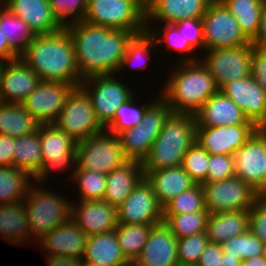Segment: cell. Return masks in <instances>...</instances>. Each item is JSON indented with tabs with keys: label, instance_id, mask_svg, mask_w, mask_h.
<instances>
[{
	"label": "cell",
	"instance_id": "obj_1",
	"mask_svg": "<svg viewBox=\"0 0 266 266\" xmlns=\"http://www.w3.org/2000/svg\"><path fill=\"white\" fill-rule=\"evenodd\" d=\"M65 28L72 39L82 79L96 75H115L128 43L135 35L143 33L95 26L83 20Z\"/></svg>",
	"mask_w": 266,
	"mask_h": 266
},
{
	"label": "cell",
	"instance_id": "obj_2",
	"mask_svg": "<svg viewBox=\"0 0 266 266\" xmlns=\"http://www.w3.org/2000/svg\"><path fill=\"white\" fill-rule=\"evenodd\" d=\"M20 58L40 80L61 81L80 87L82 78L72 39L64 27L52 34L36 35Z\"/></svg>",
	"mask_w": 266,
	"mask_h": 266
},
{
	"label": "cell",
	"instance_id": "obj_3",
	"mask_svg": "<svg viewBox=\"0 0 266 266\" xmlns=\"http://www.w3.org/2000/svg\"><path fill=\"white\" fill-rule=\"evenodd\" d=\"M183 57L168 75L161 96L173 113L194 115L219 89L201 60Z\"/></svg>",
	"mask_w": 266,
	"mask_h": 266
},
{
	"label": "cell",
	"instance_id": "obj_4",
	"mask_svg": "<svg viewBox=\"0 0 266 266\" xmlns=\"http://www.w3.org/2000/svg\"><path fill=\"white\" fill-rule=\"evenodd\" d=\"M193 114L172 113L142 161L143 170L180 166L187 150L196 141Z\"/></svg>",
	"mask_w": 266,
	"mask_h": 266
},
{
	"label": "cell",
	"instance_id": "obj_5",
	"mask_svg": "<svg viewBox=\"0 0 266 266\" xmlns=\"http://www.w3.org/2000/svg\"><path fill=\"white\" fill-rule=\"evenodd\" d=\"M32 185L24 199V207L29 220L31 237L41 239L56 226L71 218V201L59 194ZM50 191V192H49ZM53 193V194H52Z\"/></svg>",
	"mask_w": 266,
	"mask_h": 266
},
{
	"label": "cell",
	"instance_id": "obj_6",
	"mask_svg": "<svg viewBox=\"0 0 266 266\" xmlns=\"http://www.w3.org/2000/svg\"><path fill=\"white\" fill-rule=\"evenodd\" d=\"M172 113V108L162 97L154 99L141 122L118 134L125 156L129 160L142 162Z\"/></svg>",
	"mask_w": 266,
	"mask_h": 266
},
{
	"label": "cell",
	"instance_id": "obj_7",
	"mask_svg": "<svg viewBox=\"0 0 266 266\" xmlns=\"http://www.w3.org/2000/svg\"><path fill=\"white\" fill-rule=\"evenodd\" d=\"M128 161L119 136L108 131L77 142L75 170H93L107 175Z\"/></svg>",
	"mask_w": 266,
	"mask_h": 266
},
{
	"label": "cell",
	"instance_id": "obj_8",
	"mask_svg": "<svg viewBox=\"0 0 266 266\" xmlns=\"http://www.w3.org/2000/svg\"><path fill=\"white\" fill-rule=\"evenodd\" d=\"M83 21L114 30L147 31L146 16L130 0H87Z\"/></svg>",
	"mask_w": 266,
	"mask_h": 266
},
{
	"label": "cell",
	"instance_id": "obj_9",
	"mask_svg": "<svg viewBox=\"0 0 266 266\" xmlns=\"http://www.w3.org/2000/svg\"><path fill=\"white\" fill-rule=\"evenodd\" d=\"M53 124L76 142L102 133L105 129L95 115L90 97L81 87H75L68 95Z\"/></svg>",
	"mask_w": 266,
	"mask_h": 266
},
{
	"label": "cell",
	"instance_id": "obj_10",
	"mask_svg": "<svg viewBox=\"0 0 266 266\" xmlns=\"http://www.w3.org/2000/svg\"><path fill=\"white\" fill-rule=\"evenodd\" d=\"M204 50L246 46L251 41L220 0H213L202 17Z\"/></svg>",
	"mask_w": 266,
	"mask_h": 266
},
{
	"label": "cell",
	"instance_id": "obj_11",
	"mask_svg": "<svg viewBox=\"0 0 266 266\" xmlns=\"http://www.w3.org/2000/svg\"><path fill=\"white\" fill-rule=\"evenodd\" d=\"M204 206L209 214L249 211L260 196L237 176L202 184Z\"/></svg>",
	"mask_w": 266,
	"mask_h": 266
},
{
	"label": "cell",
	"instance_id": "obj_12",
	"mask_svg": "<svg viewBox=\"0 0 266 266\" xmlns=\"http://www.w3.org/2000/svg\"><path fill=\"white\" fill-rule=\"evenodd\" d=\"M116 78L114 74L96 75L83 79L80 84L104 128L113 120L116 110L134 95L128 85Z\"/></svg>",
	"mask_w": 266,
	"mask_h": 266
},
{
	"label": "cell",
	"instance_id": "obj_13",
	"mask_svg": "<svg viewBox=\"0 0 266 266\" xmlns=\"http://www.w3.org/2000/svg\"><path fill=\"white\" fill-rule=\"evenodd\" d=\"M40 144L42 165L33 177L38 184L43 185L51 170L63 171L71 165L76 166L77 142L54 124H40Z\"/></svg>",
	"mask_w": 266,
	"mask_h": 266
},
{
	"label": "cell",
	"instance_id": "obj_14",
	"mask_svg": "<svg viewBox=\"0 0 266 266\" xmlns=\"http://www.w3.org/2000/svg\"><path fill=\"white\" fill-rule=\"evenodd\" d=\"M252 43L246 46L206 50L202 63L209 70L218 89L229 82L251 75Z\"/></svg>",
	"mask_w": 266,
	"mask_h": 266
},
{
	"label": "cell",
	"instance_id": "obj_15",
	"mask_svg": "<svg viewBox=\"0 0 266 266\" xmlns=\"http://www.w3.org/2000/svg\"><path fill=\"white\" fill-rule=\"evenodd\" d=\"M233 156L235 176L266 195V128H259Z\"/></svg>",
	"mask_w": 266,
	"mask_h": 266
},
{
	"label": "cell",
	"instance_id": "obj_16",
	"mask_svg": "<svg viewBox=\"0 0 266 266\" xmlns=\"http://www.w3.org/2000/svg\"><path fill=\"white\" fill-rule=\"evenodd\" d=\"M116 211L118 223L154 226L163 222V207L145 177Z\"/></svg>",
	"mask_w": 266,
	"mask_h": 266
},
{
	"label": "cell",
	"instance_id": "obj_17",
	"mask_svg": "<svg viewBox=\"0 0 266 266\" xmlns=\"http://www.w3.org/2000/svg\"><path fill=\"white\" fill-rule=\"evenodd\" d=\"M74 88L73 84L61 81L41 80L21 105L40 124H53Z\"/></svg>",
	"mask_w": 266,
	"mask_h": 266
},
{
	"label": "cell",
	"instance_id": "obj_18",
	"mask_svg": "<svg viewBox=\"0 0 266 266\" xmlns=\"http://www.w3.org/2000/svg\"><path fill=\"white\" fill-rule=\"evenodd\" d=\"M259 128L255 124L196 127V141L212 155H234Z\"/></svg>",
	"mask_w": 266,
	"mask_h": 266
},
{
	"label": "cell",
	"instance_id": "obj_19",
	"mask_svg": "<svg viewBox=\"0 0 266 266\" xmlns=\"http://www.w3.org/2000/svg\"><path fill=\"white\" fill-rule=\"evenodd\" d=\"M38 74L21 58L0 63V102L22 103L40 83Z\"/></svg>",
	"mask_w": 266,
	"mask_h": 266
},
{
	"label": "cell",
	"instance_id": "obj_20",
	"mask_svg": "<svg viewBox=\"0 0 266 266\" xmlns=\"http://www.w3.org/2000/svg\"><path fill=\"white\" fill-rule=\"evenodd\" d=\"M219 90L239 106L249 121L258 128H266V93L251 75L229 82Z\"/></svg>",
	"mask_w": 266,
	"mask_h": 266
},
{
	"label": "cell",
	"instance_id": "obj_21",
	"mask_svg": "<svg viewBox=\"0 0 266 266\" xmlns=\"http://www.w3.org/2000/svg\"><path fill=\"white\" fill-rule=\"evenodd\" d=\"M72 200L71 219L88 235L114 231L118 226L116 207L104 199ZM75 206V207H74ZM77 207V208H76Z\"/></svg>",
	"mask_w": 266,
	"mask_h": 266
},
{
	"label": "cell",
	"instance_id": "obj_22",
	"mask_svg": "<svg viewBox=\"0 0 266 266\" xmlns=\"http://www.w3.org/2000/svg\"><path fill=\"white\" fill-rule=\"evenodd\" d=\"M177 246L178 239L164 222L154 225L132 266H178Z\"/></svg>",
	"mask_w": 266,
	"mask_h": 266
},
{
	"label": "cell",
	"instance_id": "obj_23",
	"mask_svg": "<svg viewBox=\"0 0 266 266\" xmlns=\"http://www.w3.org/2000/svg\"><path fill=\"white\" fill-rule=\"evenodd\" d=\"M88 235L70 218L45 234L40 246L46 249V256L58 255L82 259Z\"/></svg>",
	"mask_w": 266,
	"mask_h": 266
},
{
	"label": "cell",
	"instance_id": "obj_24",
	"mask_svg": "<svg viewBox=\"0 0 266 266\" xmlns=\"http://www.w3.org/2000/svg\"><path fill=\"white\" fill-rule=\"evenodd\" d=\"M2 6L24 20L36 34H52L64 26L52 13L49 0H2Z\"/></svg>",
	"mask_w": 266,
	"mask_h": 266
},
{
	"label": "cell",
	"instance_id": "obj_25",
	"mask_svg": "<svg viewBox=\"0 0 266 266\" xmlns=\"http://www.w3.org/2000/svg\"><path fill=\"white\" fill-rule=\"evenodd\" d=\"M197 127L254 124L239 106L220 90L213 94L194 114Z\"/></svg>",
	"mask_w": 266,
	"mask_h": 266
},
{
	"label": "cell",
	"instance_id": "obj_26",
	"mask_svg": "<svg viewBox=\"0 0 266 266\" xmlns=\"http://www.w3.org/2000/svg\"><path fill=\"white\" fill-rule=\"evenodd\" d=\"M143 172L162 207L196 185L181 165L159 170H143Z\"/></svg>",
	"mask_w": 266,
	"mask_h": 266
},
{
	"label": "cell",
	"instance_id": "obj_27",
	"mask_svg": "<svg viewBox=\"0 0 266 266\" xmlns=\"http://www.w3.org/2000/svg\"><path fill=\"white\" fill-rule=\"evenodd\" d=\"M82 260L85 266H132L121 251L115 230L88 236Z\"/></svg>",
	"mask_w": 266,
	"mask_h": 266
},
{
	"label": "cell",
	"instance_id": "obj_28",
	"mask_svg": "<svg viewBox=\"0 0 266 266\" xmlns=\"http://www.w3.org/2000/svg\"><path fill=\"white\" fill-rule=\"evenodd\" d=\"M145 177L142 162L129 160L107 174L104 200L116 208Z\"/></svg>",
	"mask_w": 266,
	"mask_h": 266
},
{
	"label": "cell",
	"instance_id": "obj_29",
	"mask_svg": "<svg viewBox=\"0 0 266 266\" xmlns=\"http://www.w3.org/2000/svg\"><path fill=\"white\" fill-rule=\"evenodd\" d=\"M213 0H156L152 11L146 17V26L150 20L174 24L182 19L202 18ZM149 23V24H148Z\"/></svg>",
	"mask_w": 266,
	"mask_h": 266
},
{
	"label": "cell",
	"instance_id": "obj_30",
	"mask_svg": "<svg viewBox=\"0 0 266 266\" xmlns=\"http://www.w3.org/2000/svg\"><path fill=\"white\" fill-rule=\"evenodd\" d=\"M249 230V211L209 214L206 234L209 242L222 244Z\"/></svg>",
	"mask_w": 266,
	"mask_h": 266
},
{
	"label": "cell",
	"instance_id": "obj_31",
	"mask_svg": "<svg viewBox=\"0 0 266 266\" xmlns=\"http://www.w3.org/2000/svg\"><path fill=\"white\" fill-rule=\"evenodd\" d=\"M0 234L14 245H21L25 240H30L29 220L23 201L0 205Z\"/></svg>",
	"mask_w": 266,
	"mask_h": 266
},
{
	"label": "cell",
	"instance_id": "obj_32",
	"mask_svg": "<svg viewBox=\"0 0 266 266\" xmlns=\"http://www.w3.org/2000/svg\"><path fill=\"white\" fill-rule=\"evenodd\" d=\"M39 126L20 103L0 102V134L17 138L36 132Z\"/></svg>",
	"mask_w": 266,
	"mask_h": 266
},
{
	"label": "cell",
	"instance_id": "obj_33",
	"mask_svg": "<svg viewBox=\"0 0 266 266\" xmlns=\"http://www.w3.org/2000/svg\"><path fill=\"white\" fill-rule=\"evenodd\" d=\"M14 140L13 166L29 173L33 178L42 165L40 126L36 132L14 138Z\"/></svg>",
	"mask_w": 266,
	"mask_h": 266
},
{
	"label": "cell",
	"instance_id": "obj_34",
	"mask_svg": "<svg viewBox=\"0 0 266 266\" xmlns=\"http://www.w3.org/2000/svg\"><path fill=\"white\" fill-rule=\"evenodd\" d=\"M30 177L14 166H0V205L24 201L31 186Z\"/></svg>",
	"mask_w": 266,
	"mask_h": 266
},
{
	"label": "cell",
	"instance_id": "obj_35",
	"mask_svg": "<svg viewBox=\"0 0 266 266\" xmlns=\"http://www.w3.org/2000/svg\"><path fill=\"white\" fill-rule=\"evenodd\" d=\"M0 28L6 35L8 45L21 56L36 34L26 22L12 14L6 7H0Z\"/></svg>",
	"mask_w": 266,
	"mask_h": 266
},
{
	"label": "cell",
	"instance_id": "obj_36",
	"mask_svg": "<svg viewBox=\"0 0 266 266\" xmlns=\"http://www.w3.org/2000/svg\"><path fill=\"white\" fill-rule=\"evenodd\" d=\"M237 19L240 29L252 41L259 30L261 9L260 0H220Z\"/></svg>",
	"mask_w": 266,
	"mask_h": 266
},
{
	"label": "cell",
	"instance_id": "obj_37",
	"mask_svg": "<svg viewBox=\"0 0 266 266\" xmlns=\"http://www.w3.org/2000/svg\"><path fill=\"white\" fill-rule=\"evenodd\" d=\"M152 226L153 225L146 224L118 223L115 231L119 240L121 251L131 264H133V262L141 254Z\"/></svg>",
	"mask_w": 266,
	"mask_h": 266
},
{
	"label": "cell",
	"instance_id": "obj_38",
	"mask_svg": "<svg viewBox=\"0 0 266 266\" xmlns=\"http://www.w3.org/2000/svg\"><path fill=\"white\" fill-rule=\"evenodd\" d=\"M208 211L185 213L181 215H163V222L175 234L177 239L206 232Z\"/></svg>",
	"mask_w": 266,
	"mask_h": 266
},
{
	"label": "cell",
	"instance_id": "obj_39",
	"mask_svg": "<svg viewBox=\"0 0 266 266\" xmlns=\"http://www.w3.org/2000/svg\"><path fill=\"white\" fill-rule=\"evenodd\" d=\"M224 255H233L242 261L266 254V244L260 241L250 230L228 239L221 244Z\"/></svg>",
	"mask_w": 266,
	"mask_h": 266
},
{
	"label": "cell",
	"instance_id": "obj_40",
	"mask_svg": "<svg viewBox=\"0 0 266 266\" xmlns=\"http://www.w3.org/2000/svg\"><path fill=\"white\" fill-rule=\"evenodd\" d=\"M136 96L133 95L128 101L123 103L115 112L113 120L105 127L109 133L118 135L120 132L134 128L141 122L147 108L154 102L151 101L147 104L135 105ZM109 127V128H108Z\"/></svg>",
	"mask_w": 266,
	"mask_h": 266
},
{
	"label": "cell",
	"instance_id": "obj_41",
	"mask_svg": "<svg viewBox=\"0 0 266 266\" xmlns=\"http://www.w3.org/2000/svg\"><path fill=\"white\" fill-rule=\"evenodd\" d=\"M155 46H157L156 41L148 31L135 35L127 45L125 55L117 73H120V70L122 72L125 67L127 68L134 65H136V67L139 66L137 68H145L148 63L146 60H150L152 56L149 53ZM144 62L146 63L145 66L143 64ZM139 63H141V65Z\"/></svg>",
	"mask_w": 266,
	"mask_h": 266
},
{
	"label": "cell",
	"instance_id": "obj_42",
	"mask_svg": "<svg viewBox=\"0 0 266 266\" xmlns=\"http://www.w3.org/2000/svg\"><path fill=\"white\" fill-rule=\"evenodd\" d=\"M70 179L78 185L80 200L103 199L106 190L107 175L93 170H75Z\"/></svg>",
	"mask_w": 266,
	"mask_h": 266
},
{
	"label": "cell",
	"instance_id": "obj_43",
	"mask_svg": "<svg viewBox=\"0 0 266 266\" xmlns=\"http://www.w3.org/2000/svg\"><path fill=\"white\" fill-rule=\"evenodd\" d=\"M207 211L204 206V192L201 184L182 192L163 207V215H181Z\"/></svg>",
	"mask_w": 266,
	"mask_h": 266
},
{
	"label": "cell",
	"instance_id": "obj_44",
	"mask_svg": "<svg viewBox=\"0 0 266 266\" xmlns=\"http://www.w3.org/2000/svg\"><path fill=\"white\" fill-rule=\"evenodd\" d=\"M209 153L195 141L185 153L181 166L196 184L207 182Z\"/></svg>",
	"mask_w": 266,
	"mask_h": 266
},
{
	"label": "cell",
	"instance_id": "obj_45",
	"mask_svg": "<svg viewBox=\"0 0 266 266\" xmlns=\"http://www.w3.org/2000/svg\"><path fill=\"white\" fill-rule=\"evenodd\" d=\"M208 243L209 239L206 232L178 239V264L196 266Z\"/></svg>",
	"mask_w": 266,
	"mask_h": 266
},
{
	"label": "cell",
	"instance_id": "obj_46",
	"mask_svg": "<svg viewBox=\"0 0 266 266\" xmlns=\"http://www.w3.org/2000/svg\"><path fill=\"white\" fill-rule=\"evenodd\" d=\"M49 4L52 13L64 27L82 21L87 9V0H49Z\"/></svg>",
	"mask_w": 266,
	"mask_h": 266
},
{
	"label": "cell",
	"instance_id": "obj_47",
	"mask_svg": "<svg viewBox=\"0 0 266 266\" xmlns=\"http://www.w3.org/2000/svg\"><path fill=\"white\" fill-rule=\"evenodd\" d=\"M146 28L150 35L155 39L157 47L158 45L161 46L160 42H165L166 44H164V46L167 45L166 48H170L172 51L177 50L179 53H189L188 55H190L192 52H195V49L189 44L188 40H185L182 31H178L174 24L165 23L163 28L164 32L162 30V34L159 33L160 30H158V28L155 30L156 28L151 27V25Z\"/></svg>",
	"mask_w": 266,
	"mask_h": 266
},
{
	"label": "cell",
	"instance_id": "obj_48",
	"mask_svg": "<svg viewBox=\"0 0 266 266\" xmlns=\"http://www.w3.org/2000/svg\"><path fill=\"white\" fill-rule=\"evenodd\" d=\"M235 176L233 155H209L207 182H217Z\"/></svg>",
	"mask_w": 266,
	"mask_h": 266
},
{
	"label": "cell",
	"instance_id": "obj_49",
	"mask_svg": "<svg viewBox=\"0 0 266 266\" xmlns=\"http://www.w3.org/2000/svg\"><path fill=\"white\" fill-rule=\"evenodd\" d=\"M249 230L266 244V195L259 196L249 210Z\"/></svg>",
	"mask_w": 266,
	"mask_h": 266
},
{
	"label": "cell",
	"instance_id": "obj_50",
	"mask_svg": "<svg viewBox=\"0 0 266 266\" xmlns=\"http://www.w3.org/2000/svg\"><path fill=\"white\" fill-rule=\"evenodd\" d=\"M178 31H182L185 40L196 50H204V33L202 18L182 19L174 23Z\"/></svg>",
	"mask_w": 266,
	"mask_h": 266
},
{
	"label": "cell",
	"instance_id": "obj_51",
	"mask_svg": "<svg viewBox=\"0 0 266 266\" xmlns=\"http://www.w3.org/2000/svg\"><path fill=\"white\" fill-rule=\"evenodd\" d=\"M251 76L266 93V49L253 46Z\"/></svg>",
	"mask_w": 266,
	"mask_h": 266
},
{
	"label": "cell",
	"instance_id": "obj_52",
	"mask_svg": "<svg viewBox=\"0 0 266 266\" xmlns=\"http://www.w3.org/2000/svg\"><path fill=\"white\" fill-rule=\"evenodd\" d=\"M222 256V246L220 244L209 242L201 254L196 266H219Z\"/></svg>",
	"mask_w": 266,
	"mask_h": 266
},
{
	"label": "cell",
	"instance_id": "obj_53",
	"mask_svg": "<svg viewBox=\"0 0 266 266\" xmlns=\"http://www.w3.org/2000/svg\"><path fill=\"white\" fill-rule=\"evenodd\" d=\"M14 149V138L0 134V166H13Z\"/></svg>",
	"mask_w": 266,
	"mask_h": 266
},
{
	"label": "cell",
	"instance_id": "obj_54",
	"mask_svg": "<svg viewBox=\"0 0 266 266\" xmlns=\"http://www.w3.org/2000/svg\"><path fill=\"white\" fill-rule=\"evenodd\" d=\"M251 43L257 48L266 49V2H264L261 9V19L258 33Z\"/></svg>",
	"mask_w": 266,
	"mask_h": 266
},
{
	"label": "cell",
	"instance_id": "obj_55",
	"mask_svg": "<svg viewBox=\"0 0 266 266\" xmlns=\"http://www.w3.org/2000/svg\"><path fill=\"white\" fill-rule=\"evenodd\" d=\"M48 266H85L82 259H77L69 256H46Z\"/></svg>",
	"mask_w": 266,
	"mask_h": 266
},
{
	"label": "cell",
	"instance_id": "obj_56",
	"mask_svg": "<svg viewBox=\"0 0 266 266\" xmlns=\"http://www.w3.org/2000/svg\"><path fill=\"white\" fill-rule=\"evenodd\" d=\"M20 56L8 45L6 35L0 28V62L19 59Z\"/></svg>",
	"mask_w": 266,
	"mask_h": 266
},
{
	"label": "cell",
	"instance_id": "obj_57",
	"mask_svg": "<svg viewBox=\"0 0 266 266\" xmlns=\"http://www.w3.org/2000/svg\"><path fill=\"white\" fill-rule=\"evenodd\" d=\"M146 17L152 11L156 0H130Z\"/></svg>",
	"mask_w": 266,
	"mask_h": 266
},
{
	"label": "cell",
	"instance_id": "obj_58",
	"mask_svg": "<svg viewBox=\"0 0 266 266\" xmlns=\"http://www.w3.org/2000/svg\"><path fill=\"white\" fill-rule=\"evenodd\" d=\"M241 266H266V254L243 260Z\"/></svg>",
	"mask_w": 266,
	"mask_h": 266
},
{
	"label": "cell",
	"instance_id": "obj_59",
	"mask_svg": "<svg viewBox=\"0 0 266 266\" xmlns=\"http://www.w3.org/2000/svg\"><path fill=\"white\" fill-rule=\"evenodd\" d=\"M241 262L242 260L237 256L223 254L219 266H241Z\"/></svg>",
	"mask_w": 266,
	"mask_h": 266
}]
</instances>
